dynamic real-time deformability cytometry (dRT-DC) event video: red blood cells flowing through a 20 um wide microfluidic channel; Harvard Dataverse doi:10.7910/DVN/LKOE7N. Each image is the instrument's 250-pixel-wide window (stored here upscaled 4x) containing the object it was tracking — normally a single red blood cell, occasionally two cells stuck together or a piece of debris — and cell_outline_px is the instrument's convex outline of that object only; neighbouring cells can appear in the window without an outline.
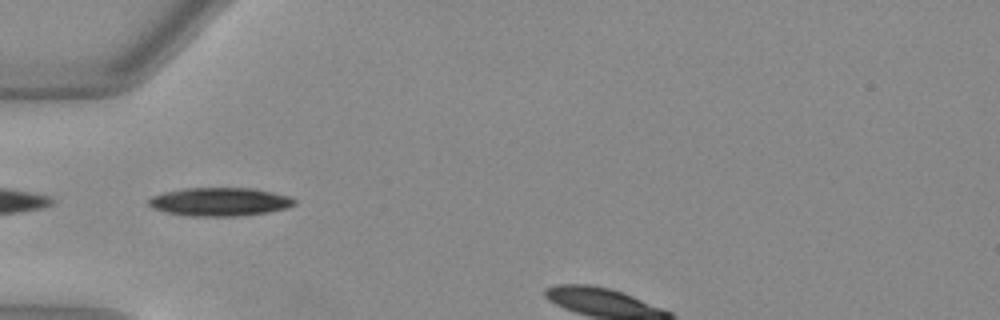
{"species": "Egyptian fruit bat (a non-hibernating species)", "species_latin": "Rousettus aegyptiacus", "temperature_condition": "warm", "stored_images_in_passage": 10, "camera_frame_rate_fps": 3000, "um_per_image_px": 0.085, "animal": {"sex": "female"}, "frame": {"image": 1, "passage_image": 4, "time_ms": 1.0, "image_size_px": [1000, 320], "cell_outline_px": [[296, 204], [284, 208], [268, 212], [236, 216], [192, 216], [168, 212], [152, 208], [148, 204], [148, 200], [152, 196], [164, 192], [184, 188], [252, 188], [272, 192], [288, 196], [296, 200]], "centroid_in_image_um": [18.66, 17.14], "position_along_channel_um": 66.3, "area_um2": 23.93}}
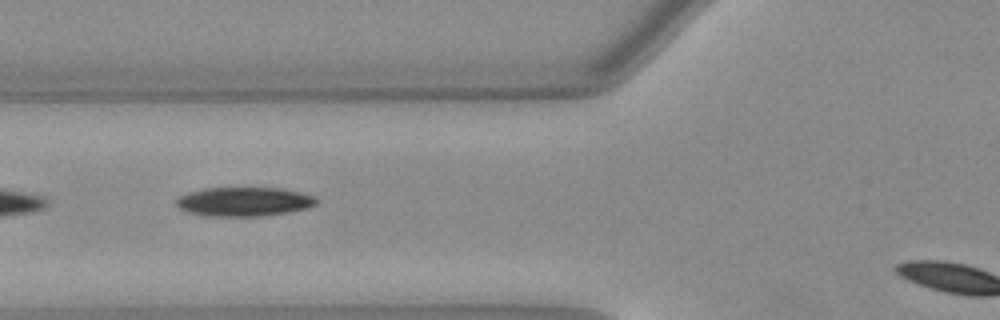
{"frame": {"image": 2, "passage_image": 7, "time_ms": 2.0, "image_size_px": [1000, 320], "cell_outline_px": [[316, 204], [308, 208], [260, 216], [204, 216], [188, 212], [180, 208], [176, 204], [176, 200], [180, 196], [188, 192], [204, 188], [244, 184], [284, 188], [316, 196]], "centroid_in_image_um": [20.73, 17.07], "position_along_channel_um": 105.1, "area_um2": 24.85}}